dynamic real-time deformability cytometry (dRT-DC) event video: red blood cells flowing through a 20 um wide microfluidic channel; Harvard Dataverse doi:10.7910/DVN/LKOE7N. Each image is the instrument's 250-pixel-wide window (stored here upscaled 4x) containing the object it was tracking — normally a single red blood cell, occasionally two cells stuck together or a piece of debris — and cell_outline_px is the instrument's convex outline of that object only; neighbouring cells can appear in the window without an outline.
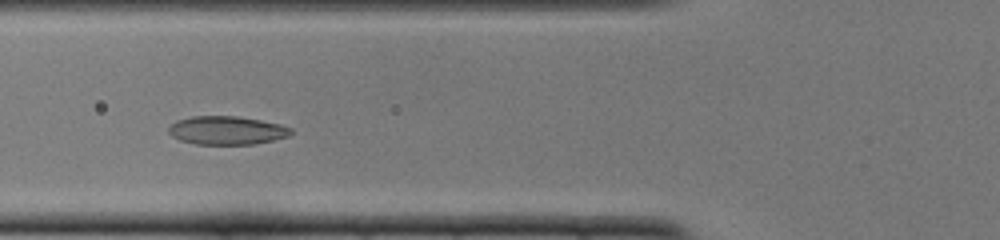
{"species": "common noctule bat (a hibernating species)", "species_latin": "Nyctalus noctula", "temperature_condition": "cold", "stored_images_in_passage": 46, "camera_frame_rate_fps": 3000, "um_per_image_px": 0.085, "animal": {"sex": "female", "body_mass_g": 22.0, "forearm_length_mm": 56.7}, "frame": {"image": 1, "passage_image": 14, "time_ms": 4.333, "image_size_px": [1000, 240], "cell_outline_px": [[292, 132], [288, 136], [256, 144], [196, 144], [180, 140], [172, 136], [168, 132], [168, 128], [176, 120], [192, 116], [236, 116], [260, 120], [280, 124], [292, 128]], "centroid_in_image_um": [19.26, 11.08], "position_along_channel_um": 106.5, "area_um2": 20.23}}
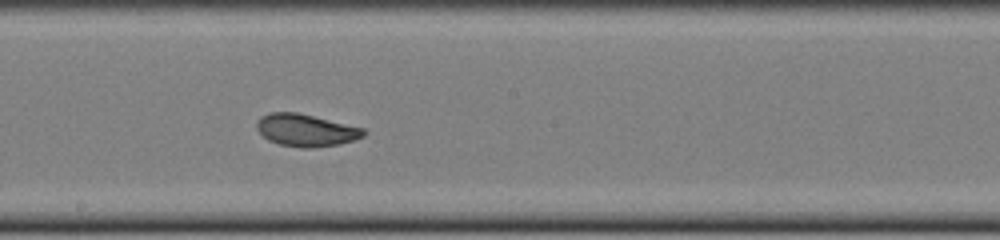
{"frame": {"image": 2, "passage_image": 23, "time_ms": 7.333, "image_size_px": [1000, 240], "cell_outline_px": [[368, 132], [364, 136], [340, 144], [312, 148], [300, 148], [280, 144], [268, 140], [256, 128], [256, 120], [260, 116], [268, 112], [296, 112], [364, 128]], "centroid_in_image_um": [25.99, 11.06], "position_along_channel_um": 222.2, "area_um2": 20.17}}
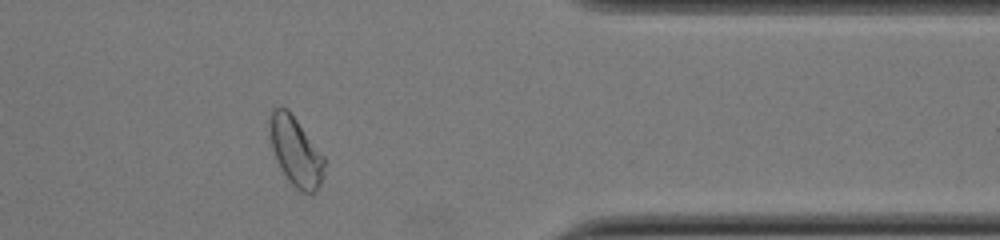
{"frame": {"image": 3, "passage_image": 37, "time_ms": 12.0, "image_size_px": [1000, 240], "cell_outline_px": [[324, 172], [320, 184], [316, 192], [300, 192], [288, 180], [276, 160], [272, 148], [268, 124], [268, 120], [272, 112], [280, 104], [288, 108], [324, 156]], "centroid_in_image_um": [25.12, 12.84], "position_along_channel_um": 386.3, "area_um2": 21.96}, "authors_computed_cell_mechanics": {"area_um2": 20.6057, "velocity_mm_per_s": 3.8658, "shape_relaxation_time_tau1_ms": 6.8084, "shape_relaxation_time_tau2_ms": 1.8675, "deformation_change_tau1": 0.1753, "deformation_change_tau2": 0.0518}}